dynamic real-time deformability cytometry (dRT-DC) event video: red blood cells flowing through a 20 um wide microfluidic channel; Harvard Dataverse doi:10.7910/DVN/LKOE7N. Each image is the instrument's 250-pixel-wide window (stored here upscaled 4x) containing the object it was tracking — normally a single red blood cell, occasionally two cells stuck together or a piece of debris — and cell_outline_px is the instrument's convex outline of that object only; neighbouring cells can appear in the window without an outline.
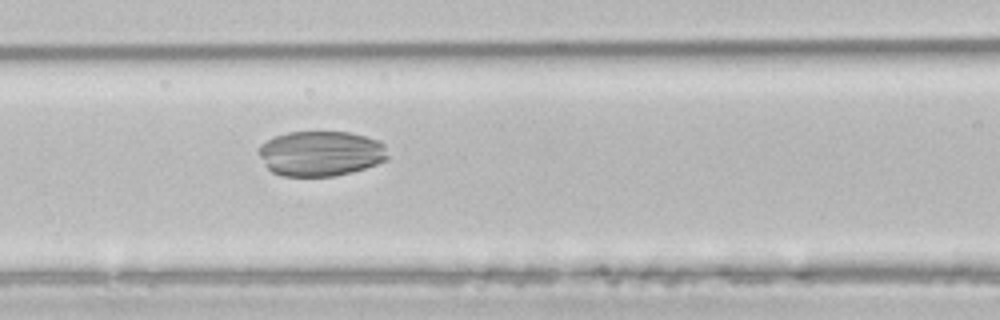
{"species": "common noctule bat (a hibernating species)", "species_latin": "Nyctalus noctula", "temperature_condition": "room temperature", "stored_images_in_passage": 52, "camera_frame_rate_fps": 3000, "um_per_image_px": 0.085, "animal": {"sex": "male", "body_mass_g": 21.5, "forearm_length_mm": 52.0}, "frame": {"image": 1, "passage_image": 22, "time_ms": 7.0, "image_size_px": [1000, 320], "cell_outline_px": [[388, 160], [352, 172], [336, 176], [280, 176], [272, 172], [264, 164], [256, 152], [260, 144], [276, 136], [288, 132], [348, 132], [364, 136], [376, 140], [384, 144], [388, 156]], "centroid_in_image_um": [27.23, 13.06], "position_along_channel_um": 139.4, "area_um2": 34.1}}
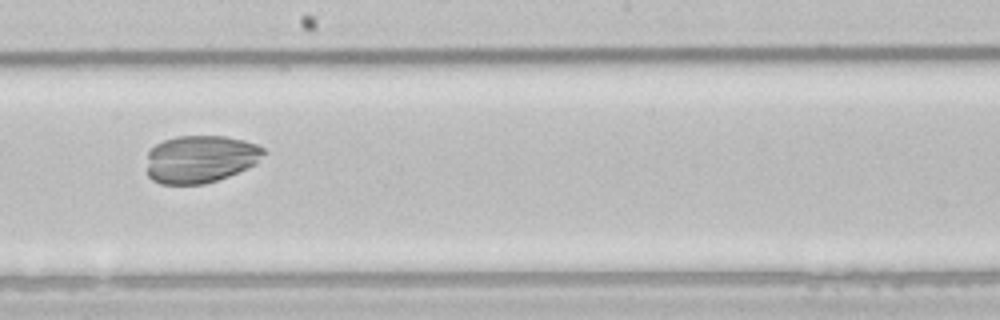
{"frame": {"image": 2, "passage_image": 29, "time_ms": 9.333, "image_size_px": [1000, 320], "cell_outline_px": [[268, 152], [256, 164], [228, 176], [204, 184], [160, 184], [152, 180], [148, 176], [148, 152], [156, 144], [164, 140], [176, 136], [224, 136], [244, 140], [256, 144], [264, 148]], "centroid_in_image_um": [17.06, 13.51], "position_along_channel_um": 231.1, "area_um2": 32.54}}
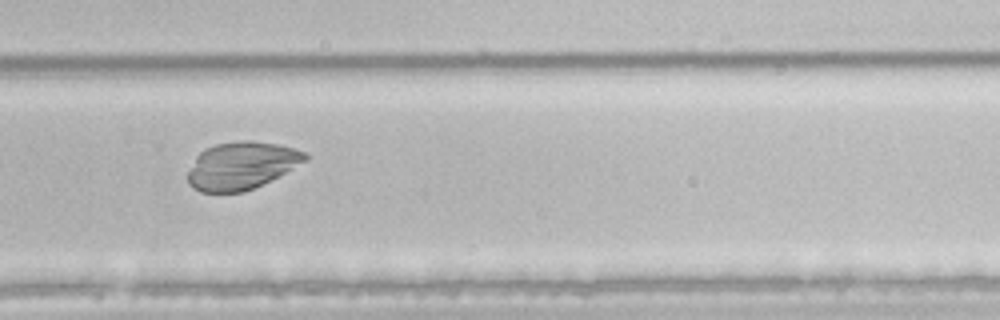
{"frame": {"image": 3, "passage_image": 35, "time_ms": 11.333, "image_size_px": [1000, 320], "cell_outline_px": [[308, 160], [244, 192], [200, 192], [192, 188], [188, 184], [188, 172], [196, 156], [204, 148], [216, 144], [240, 140], [252, 140], [276, 144], [292, 148], [304, 152], [308, 156]], "centroid_in_image_um": [20.47, 14.06], "position_along_channel_um": 309.3, "area_um2": 32.14}}